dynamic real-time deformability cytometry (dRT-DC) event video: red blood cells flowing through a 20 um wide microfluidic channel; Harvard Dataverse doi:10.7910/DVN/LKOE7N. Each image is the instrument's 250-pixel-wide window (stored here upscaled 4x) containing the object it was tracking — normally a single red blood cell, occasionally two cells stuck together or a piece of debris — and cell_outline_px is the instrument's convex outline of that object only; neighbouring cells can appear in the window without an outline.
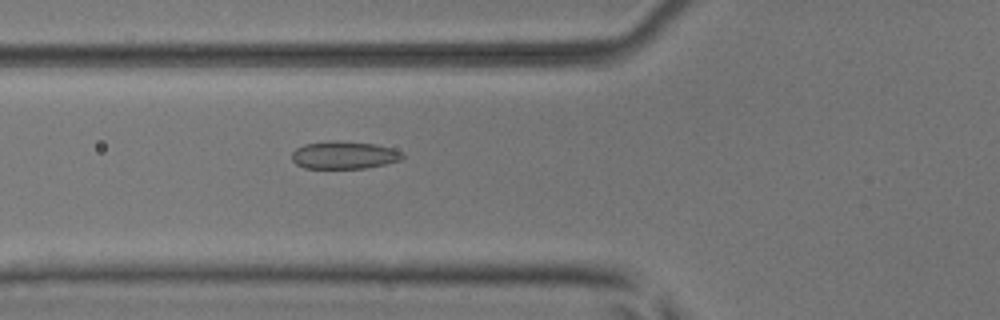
{"species": "common noctule bat (a hibernating species)", "species_latin": "Nyctalus noctula", "temperature_condition": "room temperature", "stored_images_in_passage": 35, "camera_frame_rate_fps": 3000, "um_per_image_px": 0.085, "animal": {"sex": "male", "body_mass_g": 17.9, "forearm_length_mm": 54.2}, "frame": {"image": 1, "passage_image": 3, "time_ms": 0.667, "image_size_px": [1000, 320], "cell_outline_px": [[404, 156], [400, 160], [384, 164], [364, 168], [304, 168], [296, 164], [292, 160], [292, 152], [296, 148], [304, 144], [328, 140], [336, 140], [376, 144], [392, 148], [404, 152]], "centroid_in_image_um": [29.23, 13.17], "position_along_channel_um": 96.6, "area_um2": 17.98}}
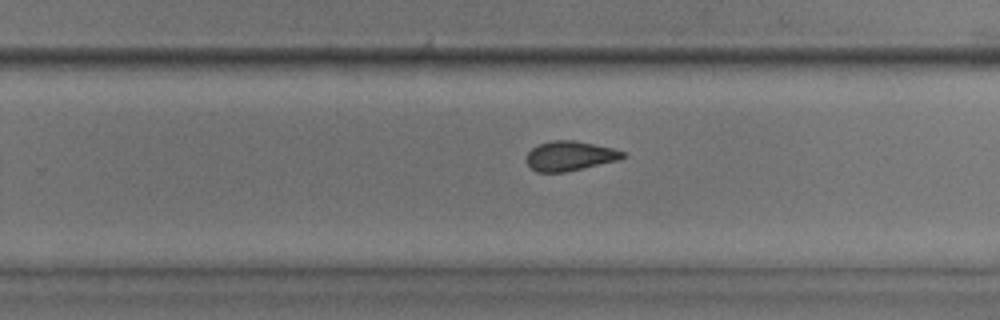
{"frame": {"image": 2, "passage_image": 17, "time_ms": 5.333, "image_size_px": [1000, 320], "cell_outline_px": [[628, 156], [620, 160], [564, 172], [536, 172], [524, 160], [524, 156], [532, 148], [540, 144], [552, 140], [576, 140], [612, 148], [628, 152]], "centroid_in_image_um": [48.46, 13.25], "position_along_channel_um": 281.3, "area_um2": 16.88}}
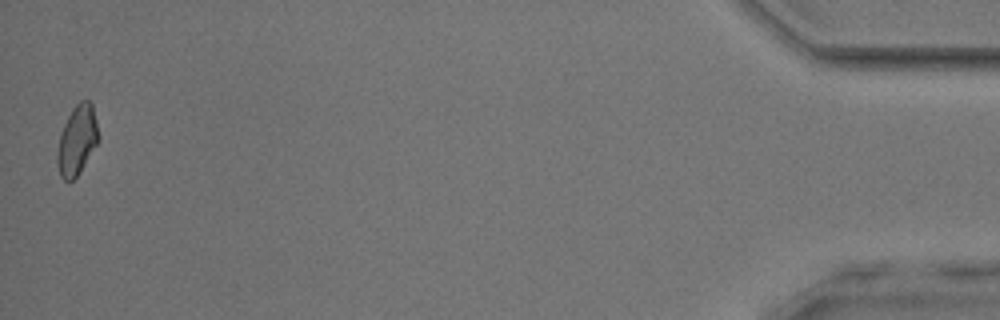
{"frame": {"image": 3, "passage_image": 35, "time_ms": 11.333, "image_size_px": [1000, 320], "cell_outline_px": [[100, 136], [96, 144], [80, 172], [72, 180], [64, 180], [60, 176], [56, 164], [56, 152], [60, 136], [64, 124], [72, 108], [80, 100], [88, 100], [92, 104]], "centroid_in_image_um": [6.54, 11.91], "position_along_channel_um": 428.7, "area_um2": 16.65}, "authors_computed_cell_mechanics": {"area_um2": 16.9932, "velocity_mm_per_s": 3.9707, "shape_relaxation_time_tau1_ms": 5.7922, "shape_relaxation_time_tau2_ms": 1.9499, "deformation_change_tau1": 0.1325, "deformation_change_tau2": 0.0694}}